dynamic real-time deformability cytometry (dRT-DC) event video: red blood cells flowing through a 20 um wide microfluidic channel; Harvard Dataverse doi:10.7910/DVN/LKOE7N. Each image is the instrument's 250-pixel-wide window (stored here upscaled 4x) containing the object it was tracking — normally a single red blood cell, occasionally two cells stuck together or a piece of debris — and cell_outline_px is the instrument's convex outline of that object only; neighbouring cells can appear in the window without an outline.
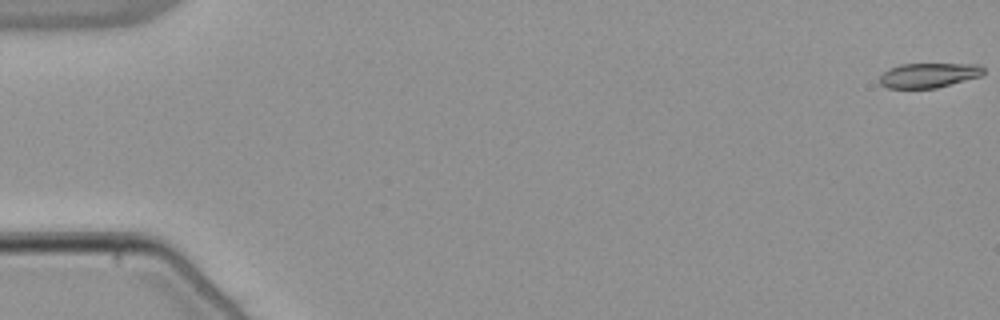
{"species": "common noctule bat (a hibernating species)", "species_latin": "Nyctalus noctula", "temperature_condition": "warm", "stored_images_in_passage": 54, "camera_frame_rate_fps": 3000, "um_per_image_px": 0.085, "animal": {"sex": "male", "body_mass_g": 21.5, "forearm_length_mm": 52.0}, "frame": {"image": 1, "passage_image": 1, "time_ms": 0.0, "image_size_px": [1000, 320], "cell_outline_px": [[984, 72], [980, 76], [936, 88], [888, 88], [880, 84], [880, 76], [888, 68], [900, 64], [980, 64], [984, 68]], "centroid_in_image_um": [78.93, 6.39], "position_along_channel_um": 6.1, "area_um2": 14.91}}
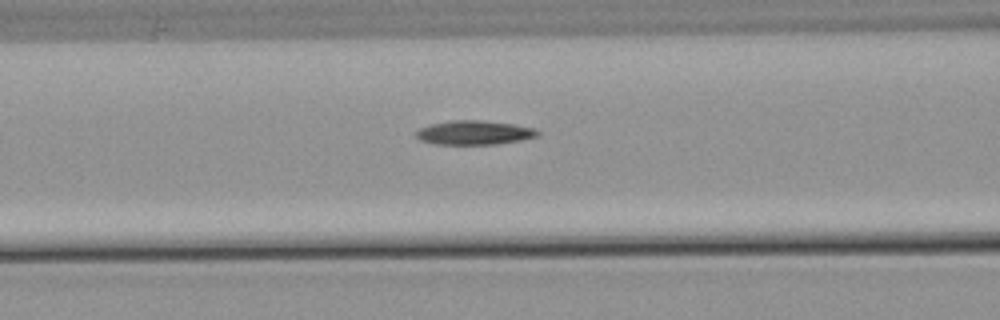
{"frame": {"image": 2, "passage_image": 23, "time_ms": 7.333, "image_size_px": [1000, 320], "cell_outline_px": [[540, 136], [520, 140], [496, 144], [436, 144], [420, 140], [416, 136], [416, 132], [420, 128], [428, 124], [452, 120], [484, 120], [512, 124], [536, 128], [540, 132]], "centroid_in_image_um": [40.33, 11.26], "position_along_channel_um": 126.3, "area_um2": 17.17}}
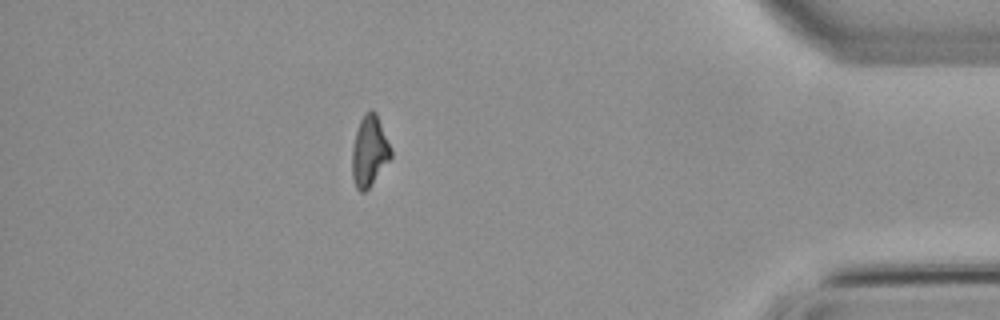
{"frame": {"image": 3, "passage_image": 48, "time_ms": 15.667, "image_size_px": [1000, 320], "cell_outline_px": [[392, 156], [368, 188], [364, 192], [360, 192], [356, 188], [352, 176], [352, 148], [356, 132], [360, 120], [364, 112], [372, 108], [376, 112], [392, 148]], "centroid_in_image_um": [31.4, 12.8], "position_along_channel_um": 403.8, "area_um2": 16.01}}